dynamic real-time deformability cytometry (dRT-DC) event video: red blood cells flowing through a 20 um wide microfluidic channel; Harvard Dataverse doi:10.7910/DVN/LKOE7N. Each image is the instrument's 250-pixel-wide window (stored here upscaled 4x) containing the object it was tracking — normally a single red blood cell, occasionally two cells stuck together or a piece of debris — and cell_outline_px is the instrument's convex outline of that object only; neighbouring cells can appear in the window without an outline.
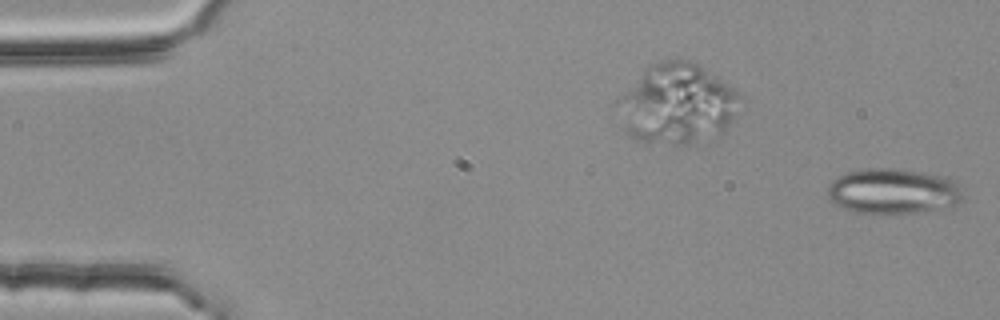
{"species": "common noctule bat (a hibernating species)", "species_latin": "Nyctalus noctula", "temperature_condition": "room temperature", "stored_images_in_passage": 48, "camera_frame_rate_fps": 3000, "um_per_image_px": 0.085, "animal": {"sex": "female", "body_mass_g": 25.1}, "frame": {"image": 1, "passage_image": 1, "time_ms": 0.0, "image_size_px": [1000, 320], "cell_outline_px": [[964, 200], [940, 208], [896, 216], [852, 212], [832, 204], [828, 200], [828, 184], [832, 180], [848, 172], [872, 168], [888, 168], [920, 172], [940, 176], [956, 184], [960, 188], [964, 196]], "centroid_in_image_um": [75.83, 16.31], "position_along_channel_um": 9.2, "area_um2": 36.01}}
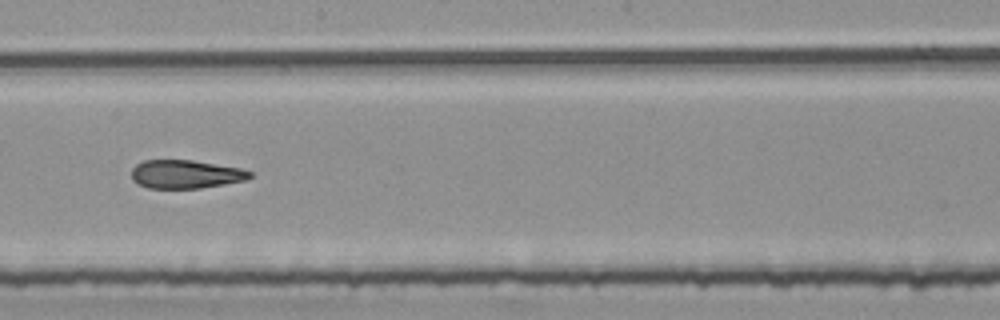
{"frame": {"image": 2, "passage_image": 30, "time_ms": 9.667, "image_size_px": [1000, 320], "cell_outline_px": [[252, 176], [244, 180], [224, 184], [200, 188], [148, 188], [132, 180], [132, 168], [136, 164], [144, 160], [192, 160], [240, 168], [252, 172]], "centroid_in_image_um": [15.76, 14.8], "position_along_channel_um": 232.4, "area_um2": 19.48}}
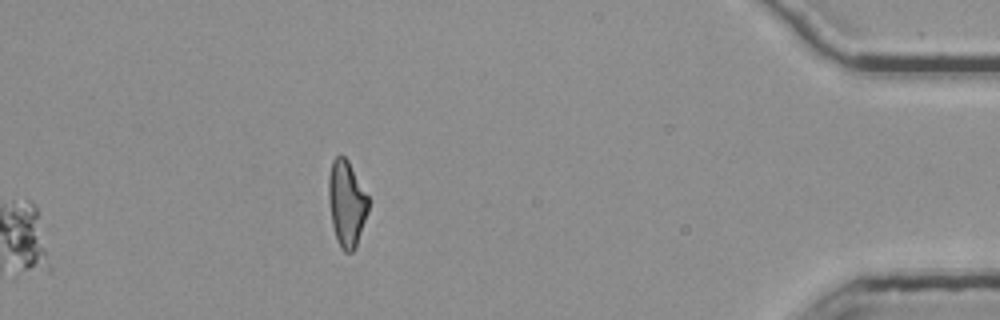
{"frame": {"image": 3, "passage_image": 48, "time_ms": 15.667, "image_size_px": [1000, 320], "cell_outline_px": [[368, 212], [356, 248], [352, 252], [344, 252], [340, 248], [332, 224], [328, 200], [328, 176], [332, 160], [340, 152], [348, 160], [368, 196]], "centroid_in_image_um": [29.45, 17.28], "position_along_channel_um": 405.8, "area_um2": 20.11}, "authors_computed_cell_mechanics": {"area_um2": 21.9351, "velocity_mm_per_s": 3.7915, "shape_relaxation_time_tau1_ms": null, "shape_relaxation_time_tau2_ms": 2.3989, "deformation_change_tau1": null, "deformation_change_tau2": 0.1162}}